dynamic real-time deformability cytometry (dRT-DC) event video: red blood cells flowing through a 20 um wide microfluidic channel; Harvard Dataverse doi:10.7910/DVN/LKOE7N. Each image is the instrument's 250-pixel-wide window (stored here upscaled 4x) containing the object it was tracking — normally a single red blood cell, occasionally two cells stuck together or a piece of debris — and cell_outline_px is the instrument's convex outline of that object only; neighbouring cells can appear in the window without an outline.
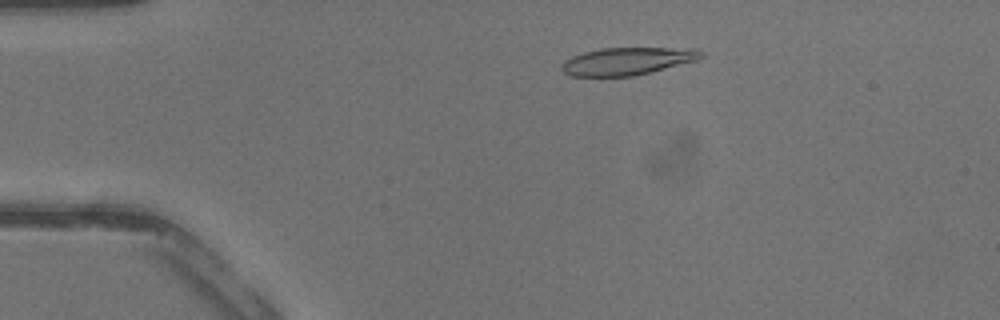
{"species": "common noctule bat (a hibernating species)", "species_latin": "Nyctalus noctula", "temperature_condition": "warm", "stored_images_in_passage": 30, "camera_frame_rate_fps": 3000, "um_per_image_px": 0.085, "animal": {"sex": "male", "body_mass_g": 13.3}, "frame": {"image": 1, "passage_image": 2, "time_ms": 0.333, "image_size_px": [1000, 320], "cell_outline_px": [[704, 56], [696, 60], [632, 76], [572, 76], [564, 72], [560, 68], [560, 64], [564, 60], [572, 56], [584, 52], [600, 48], [700, 48], [704, 52]], "centroid_in_image_um": [53.3, 5.18], "position_along_channel_um": 31.7, "area_um2": 22.31}}
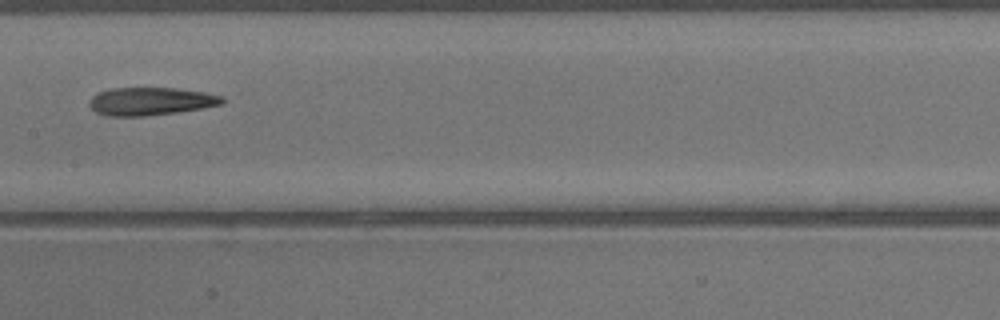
{"frame": {"image": 2, "passage_image": 15, "time_ms": 4.667, "image_size_px": [1000, 320], "cell_outline_px": [[224, 104], [204, 108], [176, 112], [144, 116], [108, 116], [96, 112], [88, 104], [88, 100], [92, 96], [100, 92], [112, 88], [172, 88], [204, 92], [224, 96]], "centroid_in_image_um": [12.82, 8.61], "position_along_channel_um": 194.6, "area_um2": 21.62}}
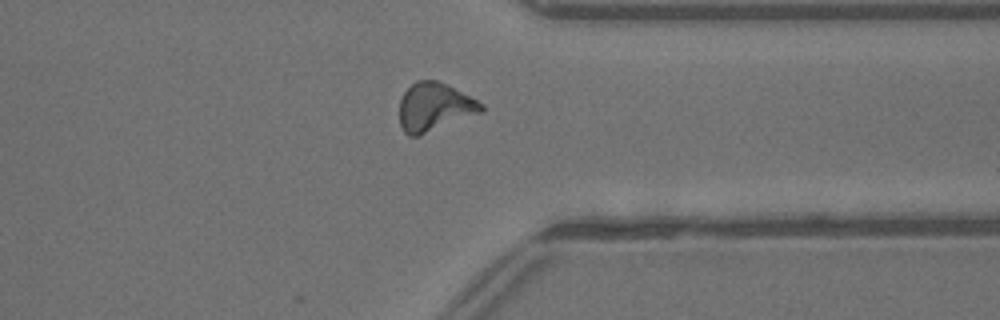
{"frame": {"image": 3, "passage_image": 26, "time_ms": 8.333, "image_size_px": [1000, 320], "cell_outline_px": [[484, 108], [480, 112], [416, 136], [408, 136], [404, 132], [400, 124], [400, 100], [404, 92], [416, 80], [436, 80], [448, 84], [484, 104]], "centroid_in_image_um": [36.9, 9.06], "position_along_channel_um": 374.5, "area_um2": 22.6}}